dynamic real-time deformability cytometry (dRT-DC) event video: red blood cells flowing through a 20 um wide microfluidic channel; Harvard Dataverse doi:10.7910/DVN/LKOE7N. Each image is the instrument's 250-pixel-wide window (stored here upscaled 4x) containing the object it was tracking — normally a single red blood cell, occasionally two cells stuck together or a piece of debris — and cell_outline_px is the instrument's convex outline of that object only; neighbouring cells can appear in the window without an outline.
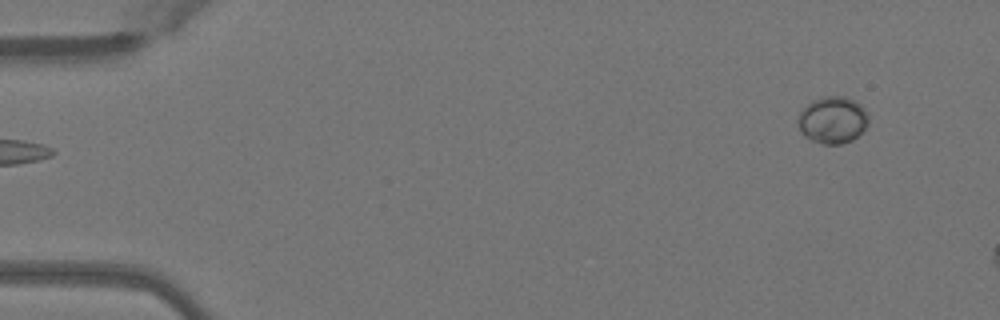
{"species": "Egyptian fruit bat (a non-hibernating species)", "species_latin": "Rousettus aegyptiacus", "temperature_condition": "warm", "stored_images_in_passage": 7, "camera_frame_rate_fps": 3000, "um_per_image_px": 0.085, "animal": {"sex": "female"}, "frame": {"image": 1, "passage_image": 1, "time_ms": 0.0, "image_size_px": [1000, 320], "cell_outline_px": [[868, 124], [852, 140], [840, 144], [820, 144], [804, 136], [800, 132], [796, 120], [800, 112], [812, 100], [824, 96], [844, 96], [856, 100], [868, 112]], "centroid_in_image_um": [70.76, 10.19], "position_along_channel_um": 14.2, "area_um2": 19.48}}